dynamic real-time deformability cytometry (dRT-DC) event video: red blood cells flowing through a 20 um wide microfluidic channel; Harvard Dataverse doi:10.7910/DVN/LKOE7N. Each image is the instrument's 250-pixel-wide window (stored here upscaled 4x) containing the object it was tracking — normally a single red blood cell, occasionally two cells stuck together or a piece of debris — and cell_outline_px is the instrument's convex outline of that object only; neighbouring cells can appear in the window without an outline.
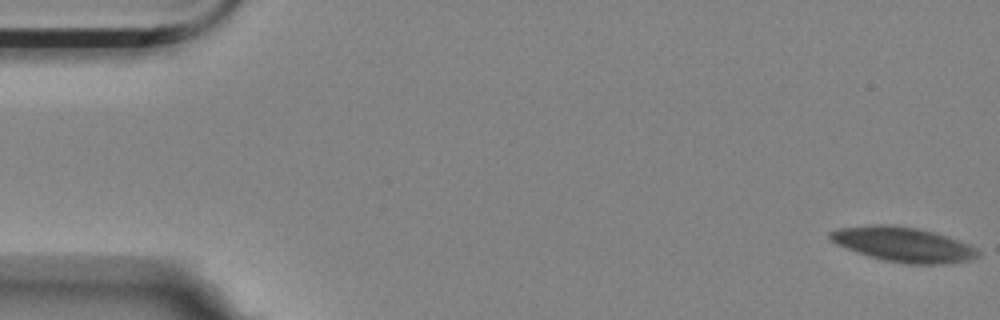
{"species": "Egyptian fruit bat (a non-hibernating species)", "species_latin": "Rousettus aegyptiacus", "temperature_condition": "room temperature", "stored_images_in_passage": 58, "camera_frame_rate_fps": 3000, "um_per_image_px": 0.085, "animal": {"sex": "female"}, "frame": {"image": 1, "passage_image": 1, "time_ms": 0.0, "image_size_px": [1000, 320], "cell_outline_px": [[980, 256], [972, 260], [944, 264], [908, 264], [884, 260], [836, 244], [828, 236], [828, 232], [836, 228], [876, 224], [892, 224], [916, 228], [936, 232], [948, 236], [968, 244], [976, 248], [980, 252]], "centroid_in_image_um": [76.82, 20.77], "position_along_channel_um": 8.2, "area_um2": 29.94}}
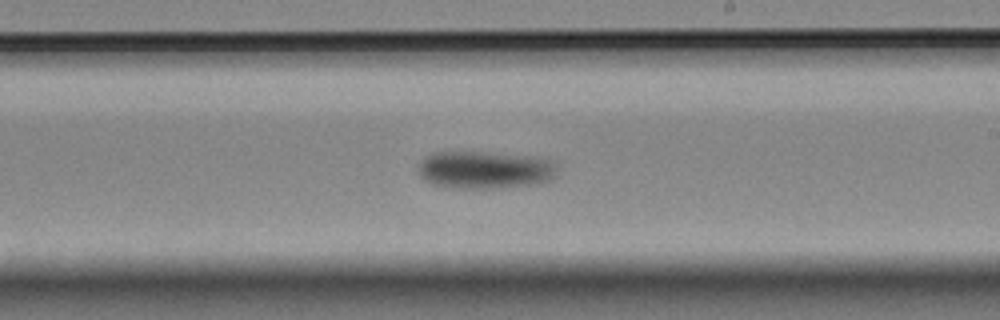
{"frame": {"image": 2, "passage_image": 34, "time_ms": 11.0, "image_size_px": [1000, 320], "cell_outline_px": [[556, 176], [552, 180], [544, 184], [500, 188], [460, 188], [432, 184], [424, 180], [420, 176], [420, 164], [428, 156], [436, 152], [472, 152], [528, 156], [552, 160], [556, 164]], "centroid_in_image_um": [41.3, 14.47], "position_along_channel_um": 247.7, "area_um2": 30.35}}
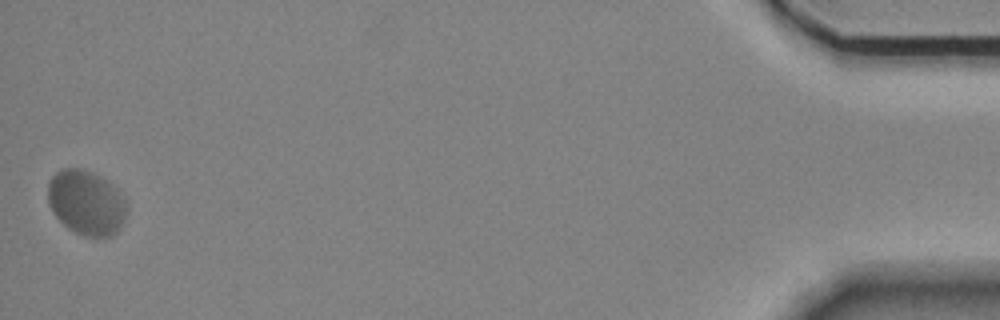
{"frame": {"image": 3, "passage_image": 58, "time_ms": 19.0, "image_size_px": [1000, 320], "cell_outline_px": [[128, 212], [120, 228], [112, 236], [84, 236], [68, 228], [52, 212], [48, 204], [48, 184], [52, 176], [56, 172], [64, 168], [76, 168], [92, 172], [100, 176], [112, 184], [128, 200]], "centroid_in_image_um": [7.37, 17.22], "position_along_channel_um": 427.8, "area_um2": 30.0}, "authors_computed_cell_mechanics": {"area_um2": 29.5358, "velocity_mm_per_s": 3.3944, "shape_relaxation_time_tau1_ms": 7.616, "shape_relaxation_time_tau2_ms": 3.4797, "deformation_change_tau1": 0.1321, "deformation_change_tau2": 0.0339}}